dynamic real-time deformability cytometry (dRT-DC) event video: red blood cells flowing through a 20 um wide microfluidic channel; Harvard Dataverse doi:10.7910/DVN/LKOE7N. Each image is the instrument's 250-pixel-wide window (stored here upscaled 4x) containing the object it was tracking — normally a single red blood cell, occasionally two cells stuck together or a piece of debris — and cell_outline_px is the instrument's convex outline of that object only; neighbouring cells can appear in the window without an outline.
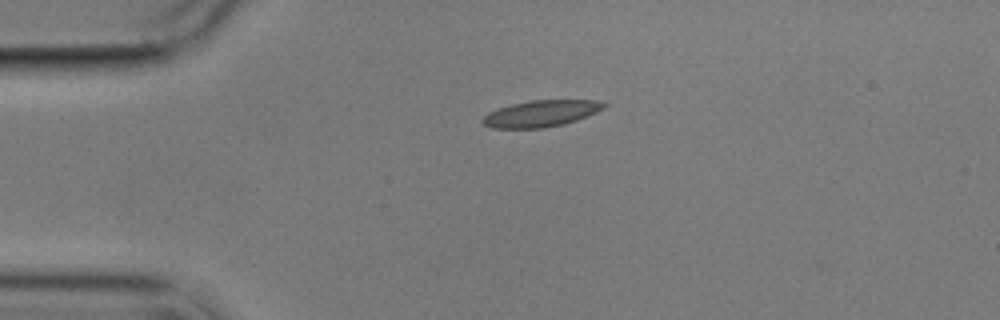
{"species": "common noctule bat (a hibernating species)", "species_latin": "Nyctalus noctula", "temperature_condition": "cold", "stored_images_in_passage": 2, "camera_frame_rate_fps": 3000, "um_per_image_px": 0.085, "animal": {"sex": "male", "body_mass_g": 17.9}, "frame": {"image": 1, "passage_image": 1, "time_ms": 0.0, "image_size_px": [1000, 320], "cell_outline_px": [[608, 104], [604, 108], [596, 112], [576, 120], [564, 124], [544, 128], [492, 128], [484, 124], [480, 120], [488, 112], [512, 104], [532, 100], [596, 100]], "centroid_in_image_um": [45.98, 9.65], "position_along_channel_um": 39.0, "area_um2": 18.61}}